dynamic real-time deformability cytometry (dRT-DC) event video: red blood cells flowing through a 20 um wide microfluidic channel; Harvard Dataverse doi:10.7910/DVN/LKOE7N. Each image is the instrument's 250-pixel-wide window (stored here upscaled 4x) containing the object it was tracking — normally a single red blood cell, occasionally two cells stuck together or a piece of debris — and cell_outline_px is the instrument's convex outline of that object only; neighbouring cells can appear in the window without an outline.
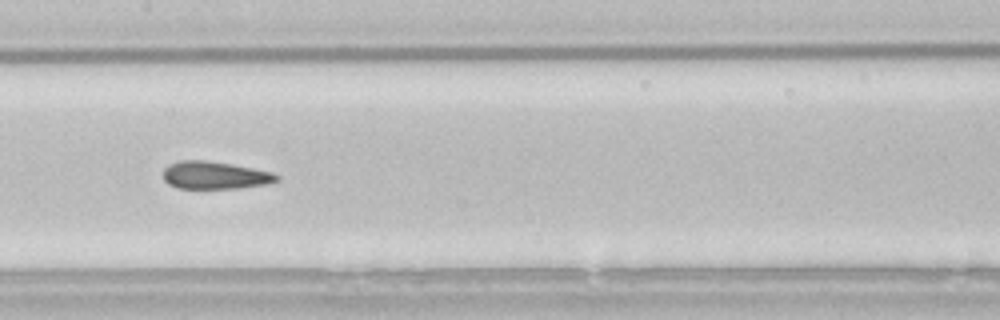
{"species": "common noctule bat (a hibernating species)", "species_latin": "Nyctalus noctula", "temperature_condition": "room temperature", "stored_images_in_passage": 49, "camera_frame_rate_fps": 3000, "um_per_image_px": 0.085, "animal": {"sex": "male", "body_mass_g": 21.5, "forearm_length_mm": 52.0}, "frame": {"image": 1, "passage_image": 22, "time_ms": 7.0, "image_size_px": [1000, 320], "cell_outline_px": [[280, 180], [264, 184], [240, 188], [176, 188], [168, 184], [164, 180], [164, 168], [168, 164], [180, 160], [204, 160], [232, 164], [272, 172], [280, 176]], "centroid_in_image_um": [18.25, 14.89], "position_along_channel_um": 189.2, "area_um2": 18.26}, "authors_computed_cell_mechanics": {"area_um2": 18.6116, "velocity_mm_per_s": 3.8422, "shape_relaxation_time_tau1_ms": null, "shape_relaxation_time_tau2_ms": 3.5879, "deformation_change_tau1": null, "deformation_change_tau2": 0.0882}}